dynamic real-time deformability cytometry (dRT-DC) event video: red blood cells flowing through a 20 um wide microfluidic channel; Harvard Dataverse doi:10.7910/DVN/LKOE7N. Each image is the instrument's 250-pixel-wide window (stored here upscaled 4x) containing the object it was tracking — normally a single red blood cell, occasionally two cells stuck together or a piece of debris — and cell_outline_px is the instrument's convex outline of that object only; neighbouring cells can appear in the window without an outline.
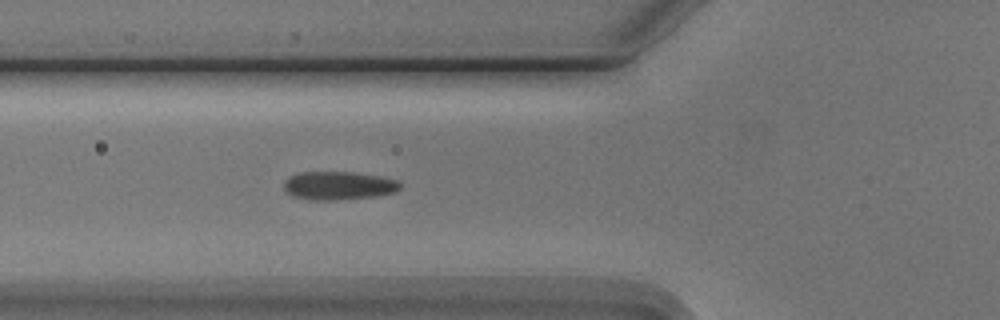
{"species": "Egyptian fruit bat (a non-hibernating species)", "species_latin": "Rousettus aegyptiacus", "temperature_condition": "cold", "stored_images_in_passage": 3, "camera_frame_rate_fps": 3000, "um_per_image_px": 0.085, "animal": {"sex": "male"}, "frame": {"image": 1, "passage_image": 3, "time_ms": 3.0, "image_size_px": [1000, 320], "cell_outline_px": [[400, 188], [396, 192], [376, 196], [332, 200], [308, 200], [292, 196], [284, 192], [284, 180], [288, 176], [300, 172], [352, 172], [380, 176], [396, 180], [400, 184]], "centroid_in_image_um": [28.72, 15.78], "position_along_channel_um": 97.1, "area_um2": 19.36}}